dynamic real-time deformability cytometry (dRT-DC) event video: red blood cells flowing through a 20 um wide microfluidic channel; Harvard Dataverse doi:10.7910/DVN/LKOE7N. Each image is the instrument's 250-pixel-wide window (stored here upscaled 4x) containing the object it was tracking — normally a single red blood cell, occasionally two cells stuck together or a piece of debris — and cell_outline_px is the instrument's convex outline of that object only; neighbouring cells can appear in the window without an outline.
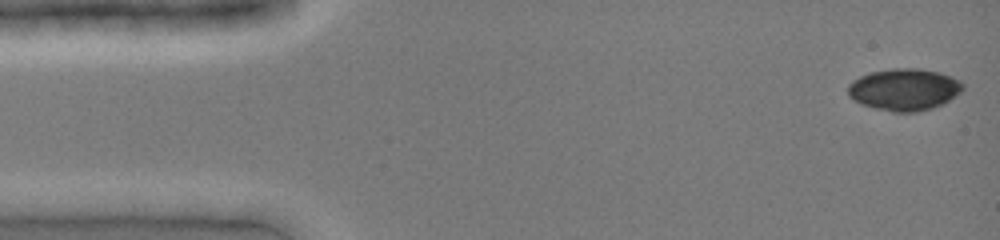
{"species": "common noctule bat (a hibernating species)", "species_latin": "Nyctalus noctula", "temperature_condition": "cold", "stored_images_in_passage": 11, "camera_frame_rate_fps": 3000, "um_per_image_px": 0.085, "animal": {"sex": "female", "body_mass_g": 19.0, "forearm_length_mm": 51.5}, "frame": {"image": 1, "passage_image": 1, "time_ms": 0.0, "image_size_px": [1000, 240], "cell_outline_px": [[964, 88], [960, 92], [944, 104], [932, 108], [916, 112], [892, 112], [860, 104], [852, 100], [848, 96], [848, 84], [852, 80], [868, 72], [892, 68], [920, 68], [940, 72], [952, 76], [960, 80], [964, 84]], "centroid_in_image_um": [76.85, 7.6], "position_along_channel_um": 8.1, "area_um2": 28.5}}
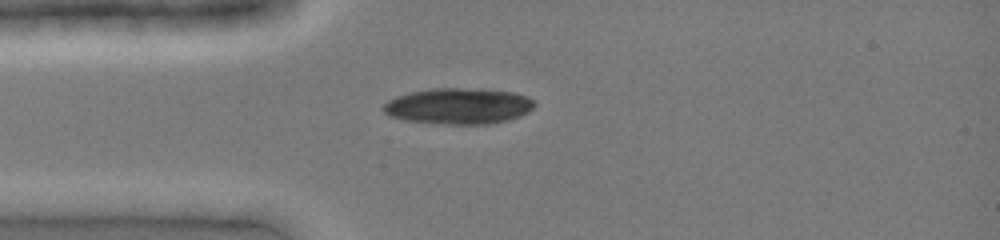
{"frame": {"image": 2, "passage_image": 10, "time_ms": 3.0, "image_size_px": [1000, 240], "cell_outline_px": [[536, 104], [528, 112], [520, 116], [508, 120], [488, 124], [448, 124], [404, 120], [388, 116], [384, 112], [384, 104], [388, 100], [396, 96], [412, 92], [432, 88], [460, 88], [512, 92], [528, 96], [536, 100]], "centroid_in_image_um": [38.99, 9.02], "position_along_channel_um": 46.0, "area_um2": 31.62}}